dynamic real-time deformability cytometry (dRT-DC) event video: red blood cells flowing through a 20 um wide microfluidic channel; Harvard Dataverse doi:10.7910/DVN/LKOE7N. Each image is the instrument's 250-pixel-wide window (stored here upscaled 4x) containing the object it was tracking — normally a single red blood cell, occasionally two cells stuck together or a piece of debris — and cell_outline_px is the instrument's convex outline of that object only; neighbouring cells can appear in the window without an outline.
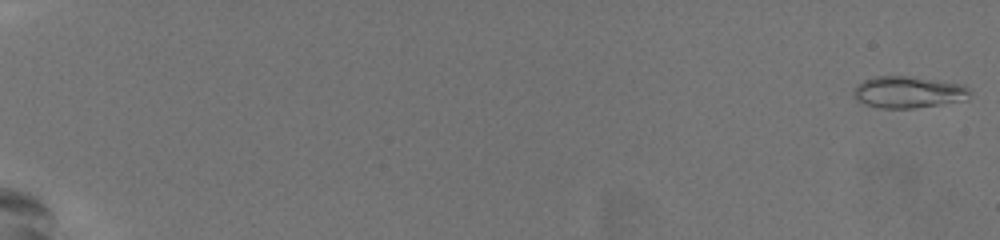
{"species": "common noctule bat (a hibernating species)", "species_latin": "Nyctalus noctula", "temperature_condition": "warm", "stored_images_in_passage": 59, "camera_frame_rate_fps": 3000, "um_per_image_px": 0.085, "animal": {"sex": "female", "body_mass_g": 19.5, "forearm_length_mm": 54.1}, "frame": {"image": 1, "passage_image": 1, "time_ms": 0.0, "image_size_px": [1000, 240], "cell_outline_px": [[968, 100], [916, 108], [880, 108], [856, 100], [856, 88], [864, 80], [876, 76], [904, 76], [956, 84], [968, 88]], "centroid_in_image_um": [77.21, 7.85], "position_along_channel_um": 7.8, "area_um2": 20.69}}
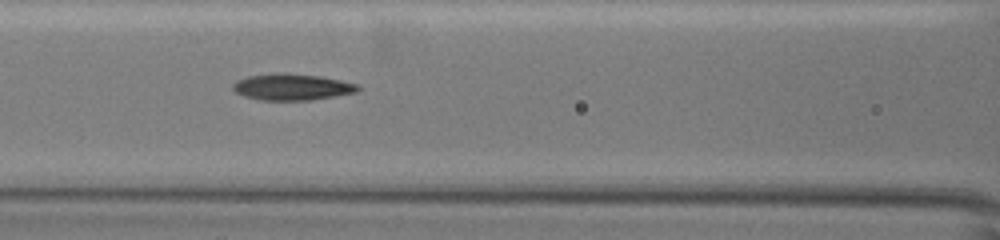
{"frame": {"image": 2, "passage_image": 30, "time_ms": 9.667, "image_size_px": [1000, 240], "cell_outline_px": [[360, 88], [356, 92], [308, 100], [260, 100], [244, 96], [236, 92], [232, 88], [232, 84], [236, 80], [248, 76], [276, 72], [284, 72], [320, 76], [360, 84]], "centroid_in_image_um": [24.79, 7.37], "position_along_channel_um": 141.8, "area_um2": 19.31}}
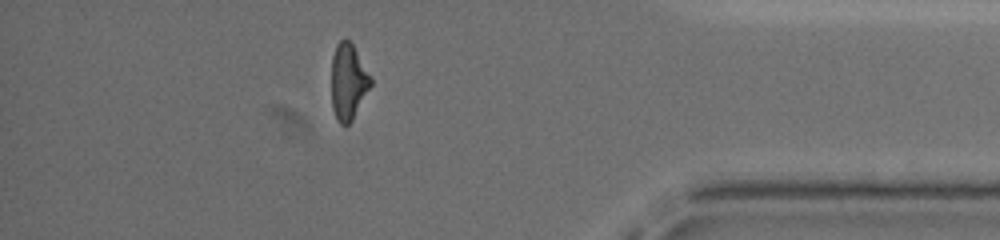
{"frame": {"image": 3, "passage_image": 53, "time_ms": 17.333, "image_size_px": [1000, 240], "cell_outline_px": [[372, 84], [352, 120], [348, 124], [340, 124], [336, 120], [332, 108], [332, 56], [336, 44], [340, 40], [348, 40], [352, 44], [372, 76]], "centroid_in_image_um": [29.6, 6.95], "position_along_channel_um": 405.6, "area_um2": 17.4}, "authors_computed_cell_mechanics": {"area_um2": 18.785, "velocity_mm_per_s": 3.7854, "shape_relaxation_time_tau1_ms": 8.3812, "shape_relaxation_time_tau2_ms": 1.9925, "deformation_change_tau1": 0.2632, "deformation_change_tau2": 0.099}}